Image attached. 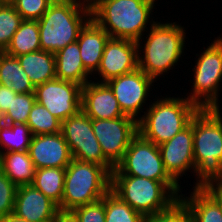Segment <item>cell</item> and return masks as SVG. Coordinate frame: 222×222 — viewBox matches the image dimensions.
Masks as SVG:
<instances>
[{"instance_id":"1","label":"cell","mask_w":222,"mask_h":222,"mask_svg":"<svg viewBox=\"0 0 222 222\" xmlns=\"http://www.w3.org/2000/svg\"><path fill=\"white\" fill-rule=\"evenodd\" d=\"M219 108L199 109L193 120V157L197 183L204 188L222 183V117Z\"/></svg>"},{"instance_id":"2","label":"cell","mask_w":222,"mask_h":222,"mask_svg":"<svg viewBox=\"0 0 222 222\" xmlns=\"http://www.w3.org/2000/svg\"><path fill=\"white\" fill-rule=\"evenodd\" d=\"M91 18L110 38L136 41L140 47L142 33L154 9L155 0H88Z\"/></svg>"},{"instance_id":"3","label":"cell","mask_w":222,"mask_h":222,"mask_svg":"<svg viewBox=\"0 0 222 222\" xmlns=\"http://www.w3.org/2000/svg\"><path fill=\"white\" fill-rule=\"evenodd\" d=\"M83 1V2H82ZM54 0L38 20L41 50L56 53L74 43L91 19L88 0Z\"/></svg>"},{"instance_id":"4","label":"cell","mask_w":222,"mask_h":222,"mask_svg":"<svg viewBox=\"0 0 222 222\" xmlns=\"http://www.w3.org/2000/svg\"><path fill=\"white\" fill-rule=\"evenodd\" d=\"M114 168L73 159L66 167L61 211L72 212L101 200L111 190Z\"/></svg>"},{"instance_id":"5","label":"cell","mask_w":222,"mask_h":222,"mask_svg":"<svg viewBox=\"0 0 222 222\" xmlns=\"http://www.w3.org/2000/svg\"><path fill=\"white\" fill-rule=\"evenodd\" d=\"M199 109L187 98L157 99L139 118L138 133L159 146L186 128Z\"/></svg>"},{"instance_id":"6","label":"cell","mask_w":222,"mask_h":222,"mask_svg":"<svg viewBox=\"0 0 222 222\" xmlns=\"http://www.w3.org/2000/svg\"><path fill=\"white\" fill-rule=\"evenodd\" d=\"M179 24L152 21L148 39L144 44V55L138 51V68L153 80L171 70L184 49L185 30ZM141 55V56H140Z\"/></svg>"},{"instance_id":"7","label":"cell","mask_w":222,"mask_h":222,"mask_svg":"<svg viewBox=\"0 0 222 222\" xmlns=\"http://www.w3.org/2000/svg\"><path fill=\"white\" fill-rule=\"evenodd\" d=\"M111 191L144 216L164 212L179 199L161 181L128 175H111Z\"/></svg>"},{"instance_id":"8","label":"cell","mask_w":222,"mask_h":222,"mask_svg":"<svg viewBox=\"0 0 222 222\" xmlns=\"http://www.w3.org/2000/svg\"><path fill=\"white\" fill-rule=\"evenodd\" d=\"M111 175H128L161 181L180 198V185L165 170L158 145L143 138L139 133L133 138Z\"/></svg>"},{"instance_id":"9","label":"cell","mask_w":222,"mask_h":222,"mask_svg":"<svg viewBox=\"0 0 222 222\" xmlns=\"http://www.w3.org/2000/svg\"><path fill=\"white\" fill-rule=\"evenodd\" d=\"M194 68L193 93L187 99L200 109L219 108L222 80V38L218 37L199 56ZM219 89V90H218Z\"/></svg>"},{"instance_id":"10","label":"cell","mask_w":222,"mask_h":222,"mask_svg":"<svg viewBox=\"0 0 222 222\" xmlns=\"http://www.w3.org/2000/svg\"><path fill=\"white\" fill-rule=\"evenodd\" d=\"M61 132L73 159L102 167H114L105 157L92 129V119L82 110L62 122Z\"/></svg>"},{"instance_id":"11","label":"cell","mask_w":222,"mask_h":222,"mask_svg":"<svg viewBox=\"0 0 222 222\" xmlns=\"http://www.w3.org/2000/svg\"><path fill=\"white\" fill-rule=\"evenodd\" d=\"M92 129L104 157L115 167L124 157L133 138L138 134V121L130 116L115 119H92Z\"/></svg>"},{"instance_id":"12","label":"cell","mask_w":222,"mask_h":222,"mask_svg":"<svg viewBox=\"0 0 222 222\" xmlns=\"http://www.w3.org/2000/svg\"><path fill=\"white\" fill-rule=\"evenodd\" d=\"M81 91V85L55 78L35 86L34 94L36 102L63 122L81 110Z\"/></svg>"},{"instance_id":"13","label":"cell","mask_w":222,"mask_h":222,"mask_svg":"<svg viewBox=\"0 0 222 222\" xmlns=\"http://www.w3.org/2000/svg\"><path fill=\"white\" fill-rule=\"evenodd\" d=\"M106 83L112 89L122 112L138 121L137 114L142 110L154 80L137 68Z\"/></svg>"},{"instance_id":"14","label":"cell","mask_w":222,"mask_h":222,"mask_svg":"<svg viewBox=\"0 0 222 222\" xmlns=\"http://www.w3.org/2000/svg\"><path fill=\"white\" fill-rule=\"evenodd\" d=\"M138 44L136 41L109 38L106 42L101 63L96 72L102 77V83L138 68Z\"/></svg>"},{"instance_id":"15","label":"cell","mask_w":222,"mask_h":222,"mask_svg":"<svg viewBox=\"0 0 222 222\" xmlns=\"http://www.w3.org/2000/svg\"><path fill=\"white\" fill-rule=\"evenodd\" d=\"M165 170L179 183V177L190 168L195 172L193 157V120L172 139L158 146Z\"/></svg>"},{"instance_id":"16","label":"cell","mask_w":222,"mask_h":222,"mask_svg":"<svg viewBox=\"0 0 222 222\" xmlns=\"http://www.w3.org/2000/svg\"><path fill=\"white\" fill-rule=\"evenodd\" d=\"M28 153L36 169L66 168L73 160L62 132L33 135Z\"/></svg>"},{"instance_id":"17","label":"cell","mask_w":222,"mask_h":222,"mask_svg":"<svg viewBox=\"0 0 222 222\" xmlns=\"http://www.w3.org/2000/svg\"><path fill=\"white\" fill-rule=\"evenodd\" d=\"M81 110L91 119H115L125 115L107 83L91 81L82 87Z\"/></svg>"},{"instance_id":"18","label":"cell","mask_w":222,"mask_h":222,"mask_svg":"<svg viewBox=\"0 0 222 222\" xmlns=\"http://www.w3.org/2000/svg\"><path fill=\"white\" fill-rule=\"evenodd\" d=\"M58 206L32 184L17 188L13 213L30 222H53Z\"/></svg>"},{"instance_id":"19","label":"cell","mask_w":222,"mask_h":222,"mask_svg":"<svg viewBox=\"0 0 222 222\" xmlns=\"http://www.w3.org/2000/svg\"><path fill=\"white\" fill-rule=\"evenodd\" d=\"M110 36L92 18L80 30L77 42L84 67L92 74L100 66Z\"/></svg>"},{"instance_id":"20","label":"cell","mask_w":222,"mask_h":222,"mask_svg":"<svg viewBox=\"0 0 222 222\" xmlns=\"http://www.w3.org/2000/svg\"><path fill=\"white\" fill-rule=\"evenodd\" d=\"M56 78L74 82L82 87L90 82L91 73L84 67L78 42L68 44L55 53Z\"/></svg>"},{"instance_id":"21","label":"cell","mask_w":222,"mask_h":222,"mask_svg":"<svg viewBox=\"0 0 222 222\" xmlns=\"http://www.w3.org/2000/svg\"><path fill=\"white\" fill-rule=\"evenodd\" d=\"M17 58L34 86L56 78L55 53L39 50Z\"/></svg>"},{"instance_id":"22","label":"cell","mask_w":222,"mask_h":222,"mask_svg":"<svg viewBox=\"0 0 222 222\" xmlns=\"http://www.w3.org/2000/svg\"><path fill=\"white\" fill-rule=\"evenodd\" d=\"M0 170L19 187L32 184L36 168L28 151H22L1 153Z\"/></svg>"},{"instance_id":"23","label":"cell","mask_w":222,"mask_h":222,"mask_svg":"<svg viewBox=\"0 0 222 222\" xmlns=\"http://www.w3.org/2000/svg\"><path fill=\"white\" fill-rule=\"evenodd\" d=\"M193 188L190 197L185 199L184 195L180 194L179 199L190 210L194 222H222L219 203L204 188Z\"/></svg>"},{"instance_id":"24","label":"cell","mask_w":222,"mask_h":222,"mask_svg":"<svg viewBox=\"0 0 222 222\" xmlns=\"http://www.w3.org/2000/svg\"><path fill=\"white\" fill-rule=\"evenodd\" d=\"M0 85L18 94L34 93L35 86L21 67L17 57L0 52Z\"/></svg>"},{"instance_id":"25","label":"cell","mask_w":222,"mask_h":222,"mask_svg":"<svg viewBox=\"0 0 222 222\" xmlns=\"http://www.w3.org/2000/svg\"><path fill=\"white\" fill-rule=\"evenodd\" d=\"M66 168H39L35 170L32 185L52 200L61 211Z\"/></svg>"},{"instance_id":"26","label":"cell","mask_w":222,"mask_h":222,"mask_svg":"<svg viewBox=\"0 0 222 222\" xmlns=\"http://www.w3.org/2000/svg\"><path fill=\"white\" fill-rule=\"evenodd\" d=\"M39 50H41V46L38 21L23 20L4 52L17 57Z\"/></svg>"},{"instance_id":"27","label":"cell","mask_w":222,"mask_h":222,"mask_svg":"<svg viewBox=\"0 0 222 222\" xmlns=\"http://www.w3.org/2000/svg\"><path fill=\"white\" fill-rule=\"evenodd\" d=\"M32 132L27 124H0V150L6 152L28 151L32 139ZM2 147V148H1Z\"/></svg>"},{"instance_id":"28","label":"cell","mask_w":222,"mask_h":222,"mask_svg":"<svg viewBox=\"0 0 222 222\" xmlns=\"http://www.w3.org/2000/svg\"><path fill=\"white\" fill-rule=\"evenodd\" d=\"M27 125L33 135L56 134L61 132L62 122L38 102L32 106Z\"/></svg>"},{"instance_id":"29","label":"cell","mask_w":222,"mask_h":222,"mask_svg":"<svg viewBox=\"0 0 222 222\" xmlns=\"http://www.w3.org/2000/svg\"><path fill=\"white\" fill-rule=\"evenodd\" d=\"M144 218L111 190L105 195V222H144Z\"/></svg>"},{"instance_id":"30","label":"cell","mask_w":222,"mask_h":222,"mask_svg":"<svg viewBox=\"0 0 222 222\" xmlns=\"http://www.w3.org/2000/svg\"><path fill=\"white\" fill-rule=\"evenodd\" d=\"M22 22L23 18L10 2L0 4V52L7 49Z\"/></svg>"},{"instance_id":"31","label":"cell","mask_w":222,"mask_h":222,"mask_svg":"<svg viewBox=\"0 0 222 222\" xmlns=\"http://www.w3.org/2000/svg\"><path fill=\"white\" fill-rule=\"evenodd\" d=\"M34 93L17 94L3 115L4 124H27L29 113L35 104Z\"/></svg>"},{"instance_id":"32","label":"cell","mask_w":222,"mask_h":222,"mask_svg":"<svg viewBox=\"0 0 222 222\" xmlns=\"http://www.w3.org/2000/svg\"><path fill=\"white\" fill-rule=\"evenodd\" d=\"M144 222H194V219L187 206L178 199L168 210L145 216Z\"/></svg>"},{"instance_id":"33","label":"cell","mask_w":222,"mask_h":222,"mask_svg":"<svg viewBox=\"0 0 222 222\" xmlns=\"http://www.w3.org/2000/svg\"><path fill=\"white\" fill-rule=\"evenodd\" d=\"M54 0H12L10 3L23 20L38 21Z\"/></svg>"},{"instance_id":"34","label":"cell","mask_w":222,"mask_h":222,"mask_svg":"<svg viewBox=\"0 0 222 222\" xmlns=\"http://www.w3.org/2000/svg\"><path fill=\"white\" fill-rule=\"evenodd\" d=\"M17 188L0 170V218L14 211Z\"/></svg>"},{"instance_id":"35","label":"cell","mask_w":222,"mask_h":222,"mask_svg":"<svg viewBox=\"0 0 222 222\" xmlns=\"http://www.w3.org/2000/svg\"><path fill=\"white\" fill-rule=\"evenodd\" d=\"M72 213L79 222H105V196L99 201L75 208Z\"/></svg>"},{"instance_id":"36","label":"cell","mask_w":222,"mask_h":222,"mask_svg":"<svg viewBox=\"0 0 222 222\" xmlns=\"http://www.w3.org/2000/svg\"><path fill=\"white\" fill-rule=\"evenodd\" d=\"M18 93L14 92L11 88H7L3 85H0V111L4 115L8 110V107L12 103V99Z\"/></svg>"},{"instance_id":"37","label":"cell","mask_w":222,"mask_h":222,"mask_svg":"<svg viewBox=\"0 0 222 222\" xmlns=\"http://www.w3.org/2000/svg\"><path fill=\"white\" fill-rule=\"evenodd\" d=\"M204 189L219 203L222 211V183L212 184L204 187Z\"/></svg>"},{"instance_id":"38","label":"cell","mask_w":222,"mask_h":222,"mask_svg":"<svg viewBox=\"0 0 222 222\" xmlns=\"http://www.w3.org/2000/svg\"><path fill=\"white\" fill-rule=\"evenodd\" d=\"M53 222H79L72 212L59 211Z\"/></svg>"},{"instance_id":"39","label":"cell","mask_w":222,"mask_h":222,"mask_svg":"<svg viewBox=\"0 0 222 222\" xmlns=\"http://www.w3.org/2000/svg\"><path fill=\"white\" fill-rule=\"evenodd\" d=\"M0 222H30L14 214L13 212L0 218Z\"/></svg>"},{"instance_id":"40","label":"cell","mask_w":222,"mask_h":222,"mask_svg":"<svg viewBox=\"0 0 222 222\" xmlns=\"http://www.w3.org/2000/svg\"><path fill=\"white\" fill-rule=\"evenodd\" d=\"M3 123V114L0 111V124Z\"/></svg>"},{"instance_id":"41","label":"cell","mask_w":222,"mask_h":222,"mask_svg":"<svg viewBox=\"0 0 222 222\" xmlns=\"http://www.w3.org/2000/svg\"><path fill=\"white\" fill-rule=\"evenodd\" d=\"M1 2H11L12 0H0Z\"/></svg>"}]
</instances>
